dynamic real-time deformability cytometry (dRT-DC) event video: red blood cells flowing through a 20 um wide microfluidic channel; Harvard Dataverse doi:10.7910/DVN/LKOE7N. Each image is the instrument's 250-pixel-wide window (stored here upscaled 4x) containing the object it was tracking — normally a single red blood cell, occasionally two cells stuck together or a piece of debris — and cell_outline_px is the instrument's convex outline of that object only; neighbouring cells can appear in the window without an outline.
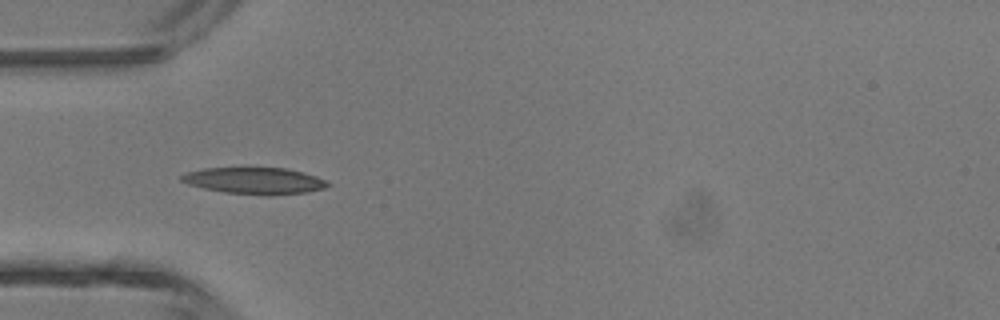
{"species": "common noctule bat (a hibernating species)", "species_latin": "Nyctalus noctula", "temperature_condition": "room temperature", "stored_images_in_passage": 3, "camera_frame_rate_fps": 3000, "um_per_image_px": 0.085, "animal": {"sex": "male", "body_mass_g": 13.3}, "frame": {"image": 1, "passage_image": 3, "time_ms": 3.333, "image_size_px": [1000, 320], "cell_outline_px": [[332, 184], [324, 188], [308, 192], [272, 196], [268, 196], [224, 192], [204, 188], [188, 184], [180, 180], [180, 176], [188, 172], [204, 168], [288, 168], [304, 172], [316, 176]], "centroid_in_image_um": [21.68, 15.37], "position_along_channel_um": 63.3, "area_um2": 22.77}}